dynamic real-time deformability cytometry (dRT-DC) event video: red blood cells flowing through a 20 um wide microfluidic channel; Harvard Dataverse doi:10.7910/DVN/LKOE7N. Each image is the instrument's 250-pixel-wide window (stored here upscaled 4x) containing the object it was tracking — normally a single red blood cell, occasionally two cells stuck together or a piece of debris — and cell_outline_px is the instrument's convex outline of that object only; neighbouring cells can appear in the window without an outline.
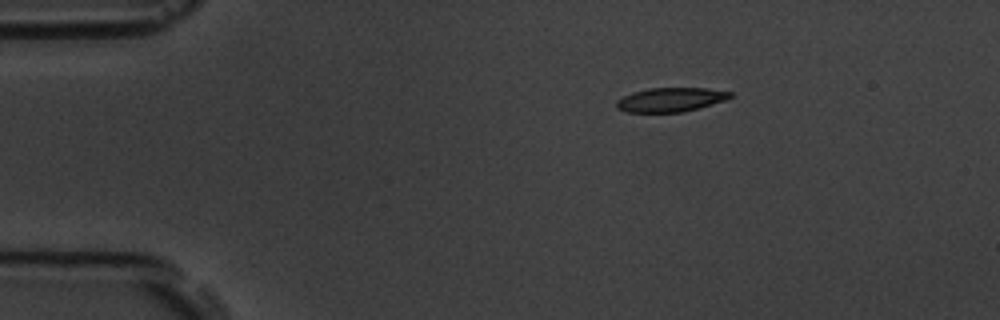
{"species": "common noctule bat (a hibernating species)", "species_latin": "Nyctalus noctula", "temperature_condition": "room temperature", "stored_images_in_passage": 3, "camera_frame_rate_fps": 3000, "um_per_image_px": 0.085, "animal": {"sex": "male", "body_mass_g": 19.5, "forearm_length_mm": 54.6}, "frame": {"image": 1, "passage_image": 1, "time_ms": 0.0, "image_size_px": [1000, 320], "cell_outline_px": [[732, 96], [724, 100], [700, 108], [684, 112], [628, 112], [616, 108], [616, 100], [632, 92], [648, 88], [708, 88], [732, 92]], "centroid_in_image_um": [56.99, 8.47], "position_along_channel_um": 28.0, "area_um2": 16.01}}